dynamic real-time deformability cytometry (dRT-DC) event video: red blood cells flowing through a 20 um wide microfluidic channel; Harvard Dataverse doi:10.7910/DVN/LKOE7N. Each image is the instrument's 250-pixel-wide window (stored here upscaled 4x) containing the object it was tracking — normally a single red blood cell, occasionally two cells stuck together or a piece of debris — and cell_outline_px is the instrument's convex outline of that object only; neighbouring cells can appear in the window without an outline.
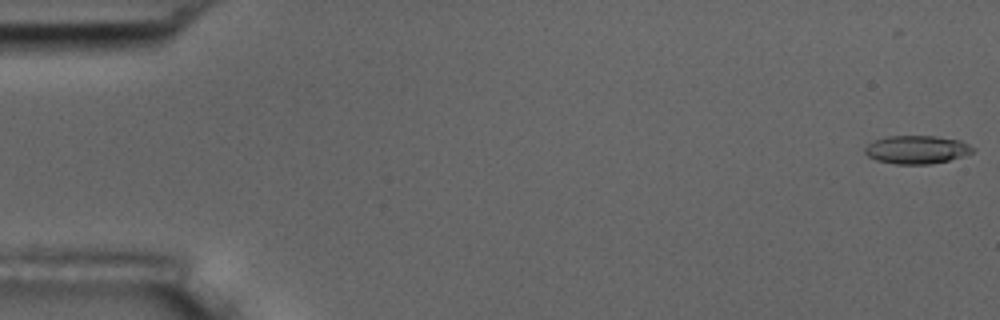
{"species": "common noctule bat (a hibernating species)", "species_latin": "Nyctalus noctula", "temperature_condition": "room temperature", "stored_images_in_passage": 7, "camera_frame_rate_fps": 3000, "um_per_image_px": 0.085, "animal": {"sex": "male", "body_mass_g": 17.5, "forearm_length_mm": 52.3}, "frame": {"image": 1, "passage_image": 1, "time_ms": 0.0, "image_size_px": [1000, 320], "cell_outline_px": [[976, 148], [972, 152], [964, 156], [948, 160], [928, 164], [896, 164], [876, 160], [868, 156], [864, 152], [864, 148], [868, 144], [876, 140], [888, 136], [936, 136], [960, 140]], "centroid_in_image_um": [77.93, 12.71], "position_along_channel_um": 7.1, "area_um2": 17.69}}
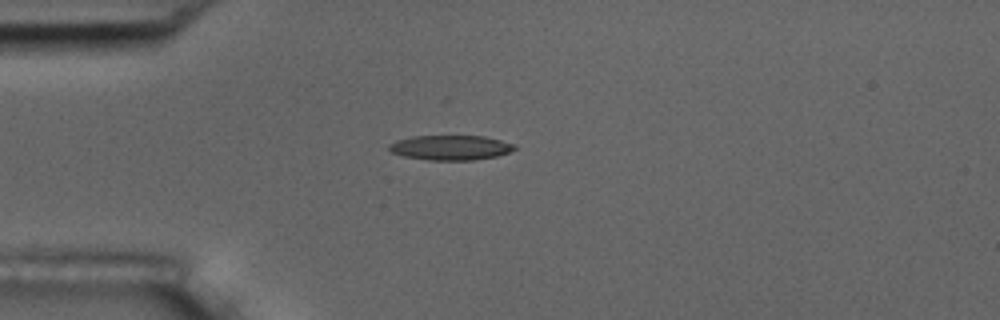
{"frame": {"image": 2, "passage_image": 5, "time_ms": 4.667, "image_size_px": [1000, 320], "cell_outline_px": [[516, 148], [508, 152], [496, 156], [476, 160], [428, 160], [404, 156], [392, 152], [388, 148], [388, 144], [396, 140], [412, 136], [484, 136], [516, 144]], "centroid_in_image_um": [38.29, 12.54], "position_along_channel_um": 46.7, "area_um2": 18.15}}